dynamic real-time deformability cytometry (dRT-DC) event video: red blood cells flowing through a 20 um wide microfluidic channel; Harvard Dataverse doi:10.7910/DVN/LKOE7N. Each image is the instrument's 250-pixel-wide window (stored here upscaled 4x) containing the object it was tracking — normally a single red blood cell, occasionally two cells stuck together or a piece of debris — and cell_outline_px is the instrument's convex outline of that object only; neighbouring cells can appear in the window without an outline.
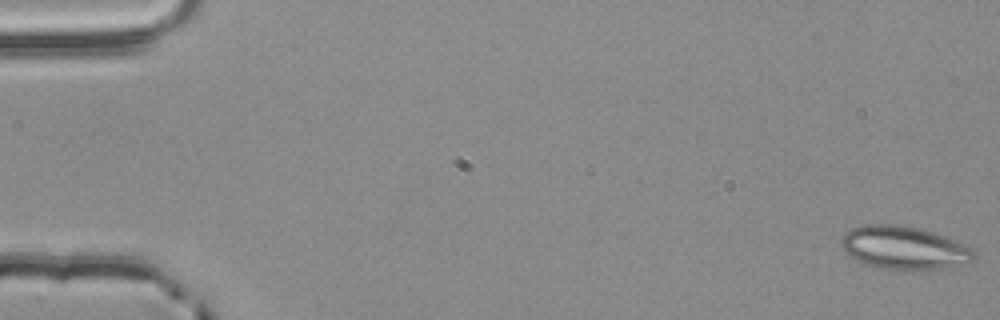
{"species": "common noctule bat (a hibernating species)", "species_latin": "Nyctalus noctula", "temperature_condition": "room temperature", "stored_images_in_passage": 55, "camera_frame_rate_fps": 3000, "um_per_image_px": 0.085, "animal": {"sex": "male", "body_mass_g": 20.4}, "frame": {"image": 1, "passage_image": 1, "time_ms": 0.0, "image_size_px": [1000, 320], "cell_outline_px": [[976, 256], [972, 264], [912, 272], [904, 272], [884, 268], [868, 264], [848, 256], [844, 252], [840, 244], [840, 236], [844, 232], [852, 228], [864, 224], [896, 224], [920, 228], [944, 236], [972, 248]], "centroid_in_image_um": [76.85, 21.09], "position_along_channel_um": 8.2, "area_um2": 34.16}}
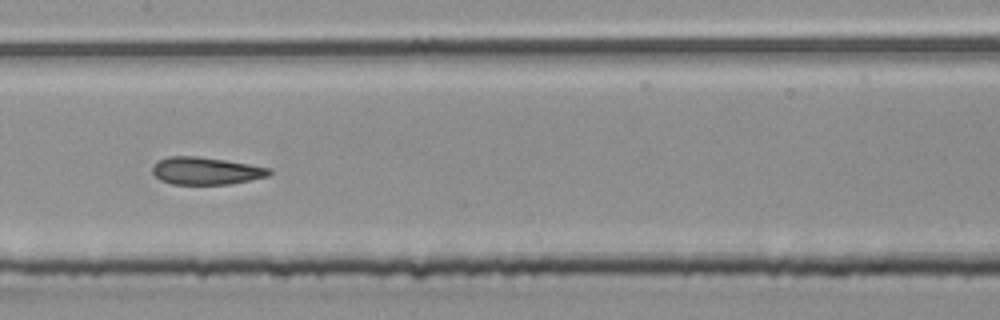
{"frame": {"image": 2, "passage_image": 28, "time_ms": 9.0, "image_size_px": [1000, 320], "cell_outline_px": [[272, 172], [268, 176], [232, 184], [172, 184], [160, 180], [152, 172], [152, 168], [160, 160], [168, 156], [196, 156], [224, 160], [272, 168]], "centroid_in_image_um": [17.52, 14.53], "position_along_channel_um": 189.9, "area_um2": 18.55}}
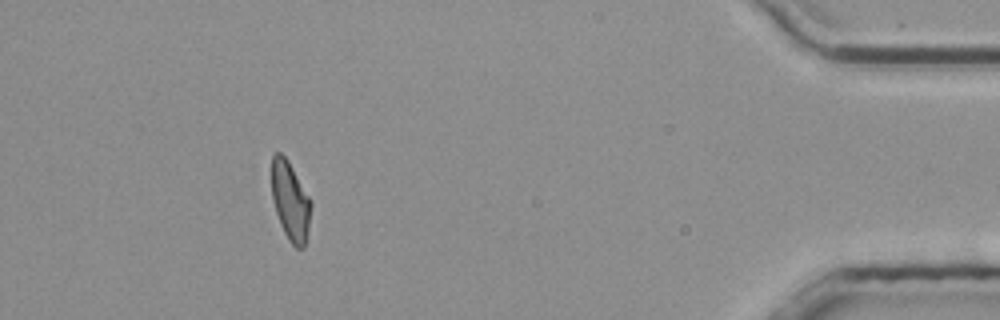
{"frame": {"image": 3, "passage_image": 50, "time_ms": 16.333, "image_size_px": [1000, 320], "cell_outline_px": [[312, 208], [308, 232], [304, 248], [296, 248], [288, 240], [280, 224], [272, 200], [272, 156], [276, 152], [280, 152], [288, 160], [312, 200]], "centroid_in_image_um": [24.7, 17.1], "position_along_channel_um": 410.5, "area_um2": 18.32}, "authors_computed_cell_mechanics": {"area_um2": 19.4208, "velocity_mm_per_s": 3.8413, "shape_relaxation_time_tau1_ms": 5.9331, "shape_relaxation_time_tau2_ms": 1.8187, "deformation_change_tau1": 0.15, "deformation_change_tau2": 0.0818}}